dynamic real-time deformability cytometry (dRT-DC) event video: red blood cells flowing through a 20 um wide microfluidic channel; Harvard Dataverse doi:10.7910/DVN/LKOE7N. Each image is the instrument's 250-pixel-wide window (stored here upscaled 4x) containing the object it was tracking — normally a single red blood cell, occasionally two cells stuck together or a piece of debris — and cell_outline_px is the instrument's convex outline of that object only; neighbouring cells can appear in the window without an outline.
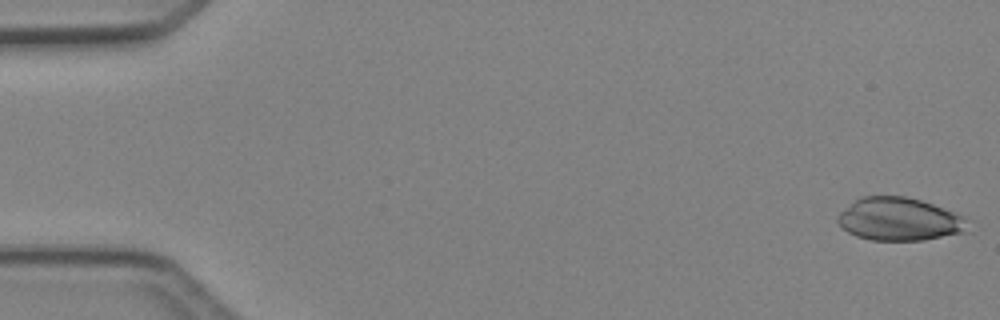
{"species": "Egyptian fruit bat (a non-hibernating species)", "species_latin": "Rousettus aegyptiacus", "temperature_condition": "cold", "stored_images_in_passage": 49, "segment_of_instrument_passage": [1, 2], "camera_frame_rate_fps": 3000, "um_per_image_px": 0.085, "animal": {"sex": "female"}, "frame": {"image": 1, "passage_image": 1, "time_ms": 0.0, "image_size_px": [1000, 320], "cell_outline_px": [[972, 232], [924, 240], [868, 240], [856, 236], [848, 232], [836, 220], [836, 216], [840, 212], [860, 196], [904, 196], [920, 200], [932, 204], [964, 216]], "centroid_in_image_um": [76.48, 18.65], "position_along_channel_um": 8.5, "area_um2": 32.83}}
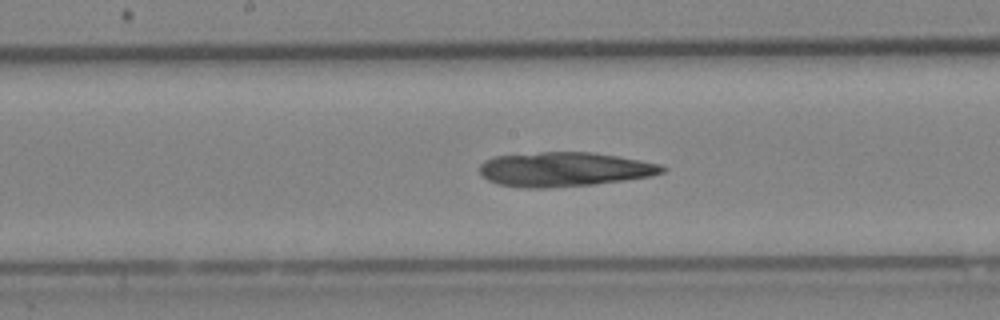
{"frame": {"image": 2, "passage_image": 25, "time_ms": 8.0, "image_size_px": [1000, 320], "cell_outline_px": [[668, 168], [664, 172], [652, 176], [624, 180], [592, 184], [548, 188], [520, 188], [496, 184], [488, 180], [480, 172], [480, 164], [484, 160], [496, 156], [540, 152], [592, 152], [640, 160], [660, 164]], "centroid_in_image_um": [47.96, 14.4], "position_along_channel_um": 200.2, "area_um2": 36.65}}
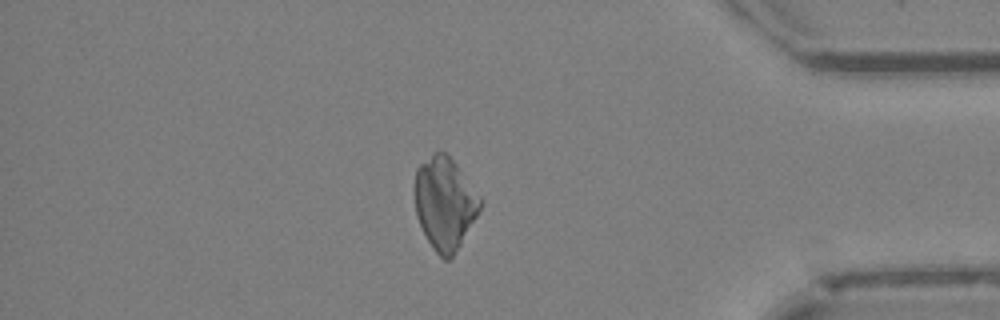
{"frame": {"image": 3, "passage_image": 41, "time_ms": 13.333, "image_size_px": [1000, 320], "cell_outline_px": [[480, 208], [476, 216], [460, 244], [452, 256], [448, 260], [444, 260], [436, 252], [428, 240], [416, 216], [412, 192], [412, 188], [416, 168], [432, 152], [440, 148], [456, 164], [480, 196]], "centroid_in_image_um": [37.73, 17.22], "position_along_channel_um": 397.5, "area_um2": 35.26}}